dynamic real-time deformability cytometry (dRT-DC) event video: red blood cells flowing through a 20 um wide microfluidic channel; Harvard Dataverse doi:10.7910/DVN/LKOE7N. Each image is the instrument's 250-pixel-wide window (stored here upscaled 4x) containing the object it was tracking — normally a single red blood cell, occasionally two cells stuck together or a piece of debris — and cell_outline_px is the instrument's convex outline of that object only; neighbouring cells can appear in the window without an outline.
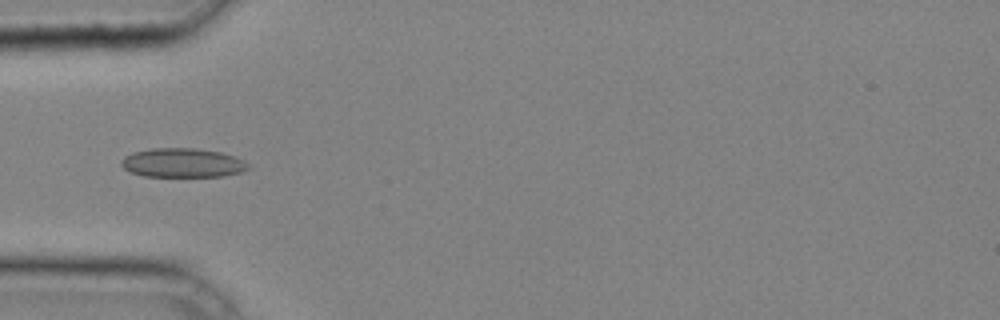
{"species": "common noctule bat (a hibernating species)", "species_latin": "Nyctalus noctula", "temperature_condition": "cold", "stored_images_in_passage": 39, "camera_frame_rate_fps": 3000, "um_per_image_px": 0.085, "animal": {"sex": "male", "body_mass_g": 20.4}, "frame": {"image": 1, "passage_image": 11, "time_ms": 3.333, "image_size_px": [1000, 320], "cell_outline_px": [[252, 168], [240, 172], [224, 176], [144, 176], [132, 172], [124, 168], [120, 164], [120, 160], [124, 156], [132, 152], [152, 148], [196, 148], [220, 152], [244, 160], [252, 164]], "centroid_in_image_um": [15.54, 13.83], "position_along_channel_um": 69.5, "area_um2": 21.68}}
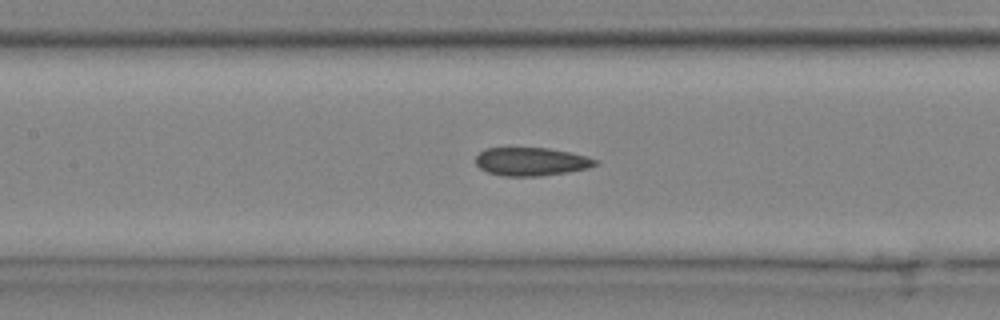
{"frame": {"image": 2, "passage_image": 17, "time_ms": 5.333, "image_size_px": [1000, 320], "cell_outline_px": [[596, 164], [588, 168], [568, 172], [540, 176], [504, 176], [488, 172], [480, 168], [476, 164], [476, 156], [484, 148], [548, 148], [568, 152], [584, 156], [596, 160]], "centroid_in_image_um": [45.11, 13.74], "position_along_channel_um": 162.3, "area_um2": 19.48}}
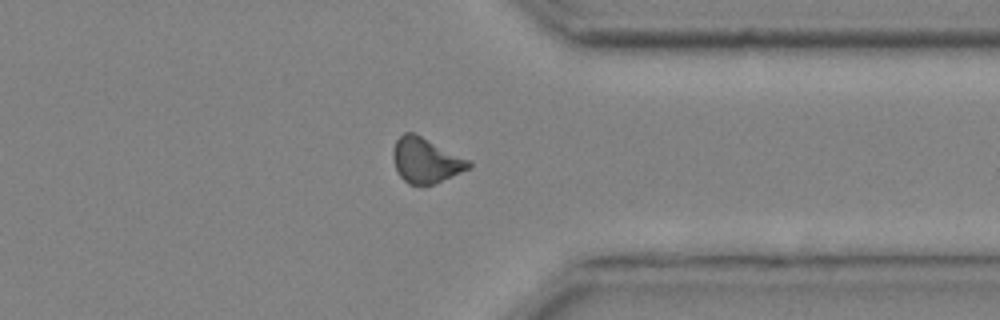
{"frame": {"image": 3, "passage_image": 31, "time_ms": 10.0, "image_size_px": [1000, 320], "cell_outline_px": [[472, 168], [432, 184], [408, 184], [396, 172], [392, 156], [392, 152], [396, 140], [404, 132], [412, 132], [472, 160]], "centroid_in_image_um": [36.2, 13.63], "position_along_channel_um": 375.2, "area_um2": 19.94}}